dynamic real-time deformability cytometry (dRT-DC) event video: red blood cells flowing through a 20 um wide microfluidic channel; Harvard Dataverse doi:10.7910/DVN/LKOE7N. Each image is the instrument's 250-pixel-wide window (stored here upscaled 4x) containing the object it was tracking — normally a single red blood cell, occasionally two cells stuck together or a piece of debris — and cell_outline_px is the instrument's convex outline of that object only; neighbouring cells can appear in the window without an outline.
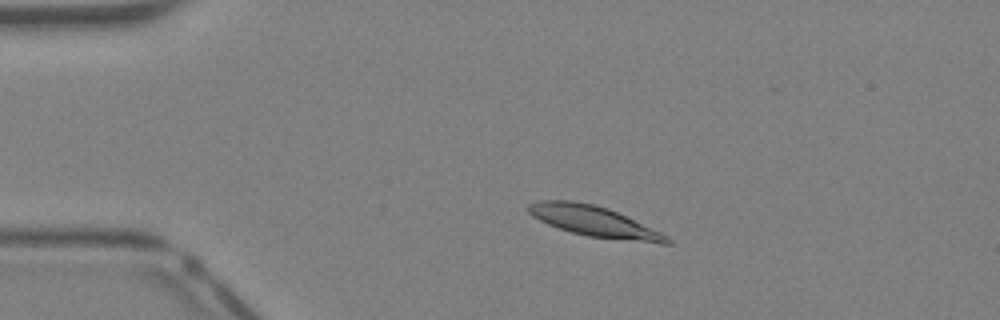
{"species": "Egyptian fruit bat (a non-hibernating species)", "species_latin": "Rousettus aegyptiacus", "temperature_condition": "warm", "stored_images_in_passage": 35, "camera_frame_rate_fps": 3000, "um_per_image_px": 0.085, "animal": {"sex": "female"}, "frame": {"image": 1, "passage_image": 3, "time_ms": 0.667, "image_size_px": [1000, 320], "cell_outline_px": [[672, 244], [660, 244], [588, 236], [572, 232], [548, 224], [532, 216], [528, 212], [528, 204], [540, 200], [572, 200], [592, 204], [608, 208], [660, 232], [668, 236], [672, 240]], "centroid_in_image_um": [50.51, 18.82], "position_along_channel_um": 34.5, "area_um2": 24.39}}
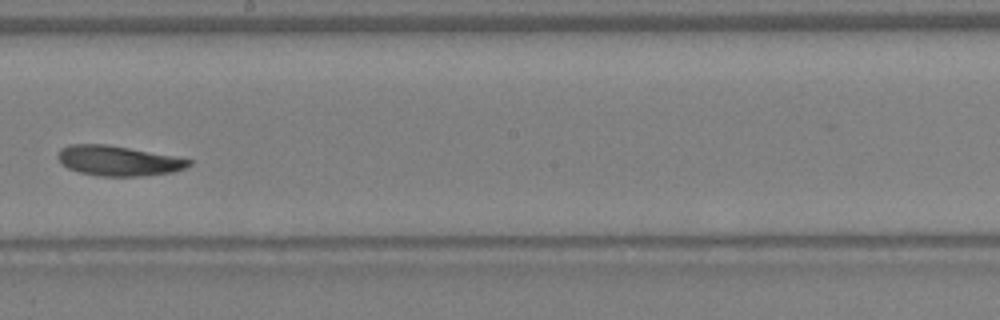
{"frame": {"image": 2, "passage_image": 18, "time_ms": 5.667, "image_size_px": [1000, 320], "cell_outline_px": [[192, 164], [184, 168], [172, 172], [140, 176], [100, 176], [80, 172], [68, 168], [60, 164], [56, 156], [60, 148], [72, 144], [104, 144], [128, 148], [172, 156], [192, 160]], "centroid_in_image_um": [9.99, 13.67], "position_along_channel_um": 238.2, "area_um2": 22.72}}
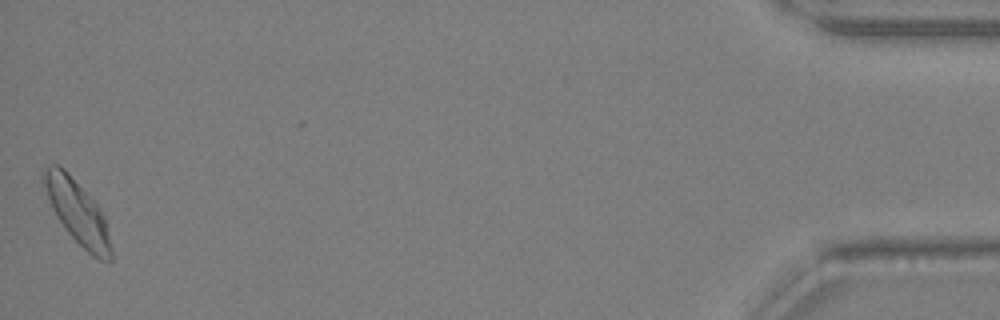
{"frame": {"image": 3, "passage_image": 35, "time_ms": 11.333, "image_size_px": [1000, 320], "cell_outline_px": [[112, 260], [108, 264], [92, 256], [64, 228], [56, 216], [52, 208], [40, 180], [40, 172], [48, 164], [60, 164], [68, 172], [100, 208], [104, 216], [112, 248]], "centroid_in_image_um": [6.55, 18.0], "position_along_channel_um": 428.7, "area_um2": 25.26}}